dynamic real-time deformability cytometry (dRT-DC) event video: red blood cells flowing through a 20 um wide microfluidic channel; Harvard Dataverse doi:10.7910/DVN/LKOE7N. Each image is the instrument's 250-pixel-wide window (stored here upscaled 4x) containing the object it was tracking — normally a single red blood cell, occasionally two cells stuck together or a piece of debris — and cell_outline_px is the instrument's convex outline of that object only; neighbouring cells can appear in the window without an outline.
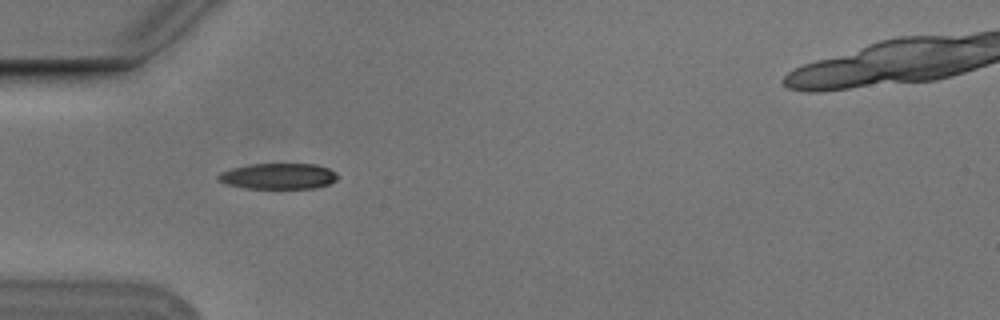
{"species": "Egyptian fruit bat (a non-hibernating species)", "species_latin": "Rousettus aegyptiacus", "temperature_condition": "cold", "stored_images_in_passage": 6, "camera_frame_rate_fps": 3000, "um_per_image_px": 0.085, "animal": {"sex": "male"}, "frame": {"image": 1, "passage_image": 2, "time_ms": 0.333, "image_size_px": [1000, 320], "cell_outline_px": [[336, 180], [328, 184], [316, 188], [244, 188], [224, 184], [216, 180], [216, 176], [220, 172], [232, 168], [252, 164], [316, 164], [328, 168], [336, 172]], "centroid_in_image_um": [23.61, 14.98], "position_along_channel_um": 61.4, "area_um2": 18.03}}
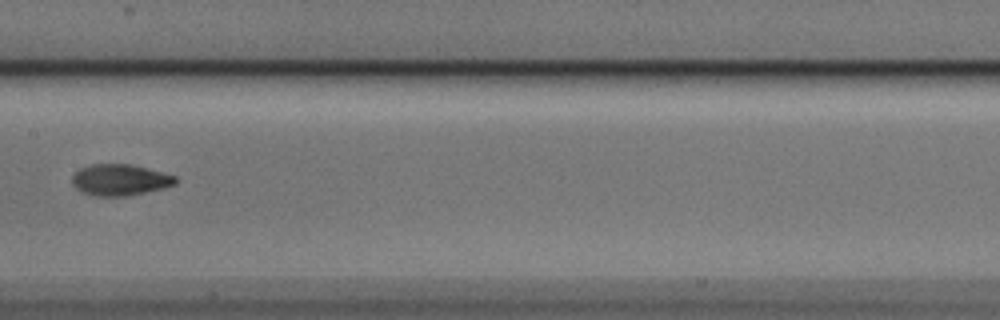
{"frame": {"image": 2, "passage_image": 5, "time_ms": 1.333, "image_size_px": [1000, 320], "cell_outline_px": [[176, 184], [164, 188], [128, 196], [96, 196], [80, 192], [72, 184], [72, 176], [80, 168], [92, 164], [132, 164], [176, 176]], "centroid_in_image_um": [10.18, 15.29], "position_along_channel_um": 197.2, "area_um2": 18.9}}
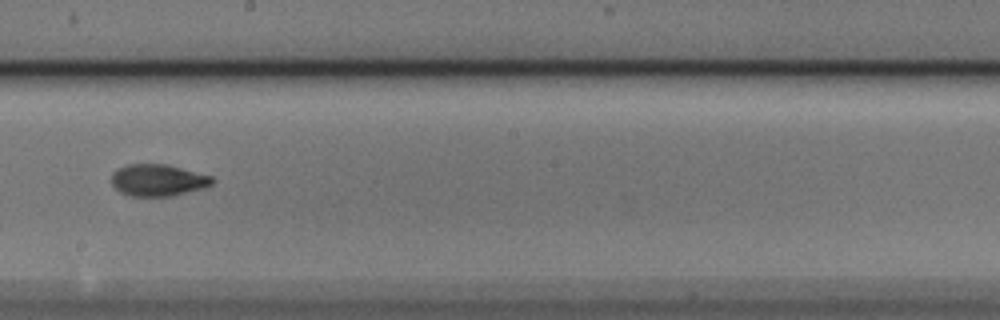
{"frame": {"image": 3, "passage_image": 6, "time_ms": 1.667, "image_size_px": [1000, 320], "cell_outline_px": [[216, 180], [212, 184], [204, 188], [172, 196], [128, 196], [120, 192], [112, 184], [112, 172], [116, 168], [128, 164], [168, 164], [212, 176]], "centroid_in_image_um": [13.43, 15.31], "position_along_channel_um": 234.8, "area_um2": 18.9}}